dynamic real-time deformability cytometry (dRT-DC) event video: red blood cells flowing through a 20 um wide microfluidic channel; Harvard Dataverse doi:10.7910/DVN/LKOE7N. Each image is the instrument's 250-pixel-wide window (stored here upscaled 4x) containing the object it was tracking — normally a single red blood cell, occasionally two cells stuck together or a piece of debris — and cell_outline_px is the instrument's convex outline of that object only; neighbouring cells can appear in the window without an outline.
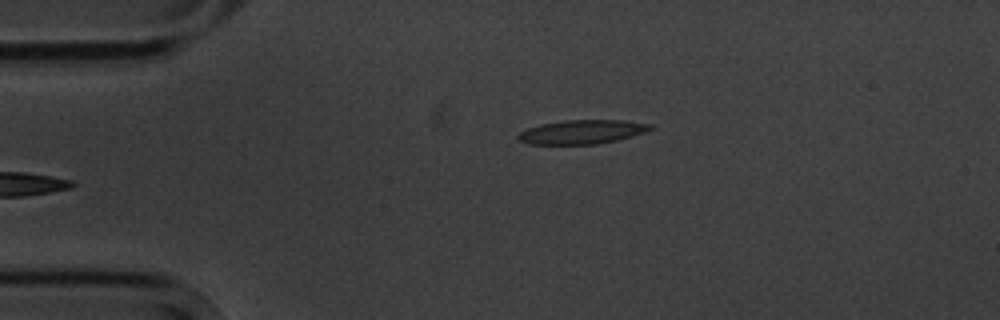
{"species": "common noctule bat (a hibernating species)", "species_latin": "Nyctalus noctula", "temperature_condition": "cold", "stored_images_in_passage": 4, "camera_frame_rate_fps": 3000, "um_per_image_px": 0.085, "animal": {"sex": "male", "body_mass_g": 20.1, "forearm_length_mm": 53.5}, "frame": {"image": 1, "passage_image": 4, "time_ms": 3.667, "image_size_px": [1000, 320], "cell_outline_px": [[652, 128], [644, 132], [632, 136], [616, 140], [596, 144], [528, 144], [520, 140], [516, 136], [520, 132], [528, 128], [540, 124], [564, 120], [624, 120], [652, 124]], "centroid_in_image_um": [49.46, 11.2], "position_along_channel_um": 35.5, "area_um2": 18.38}}